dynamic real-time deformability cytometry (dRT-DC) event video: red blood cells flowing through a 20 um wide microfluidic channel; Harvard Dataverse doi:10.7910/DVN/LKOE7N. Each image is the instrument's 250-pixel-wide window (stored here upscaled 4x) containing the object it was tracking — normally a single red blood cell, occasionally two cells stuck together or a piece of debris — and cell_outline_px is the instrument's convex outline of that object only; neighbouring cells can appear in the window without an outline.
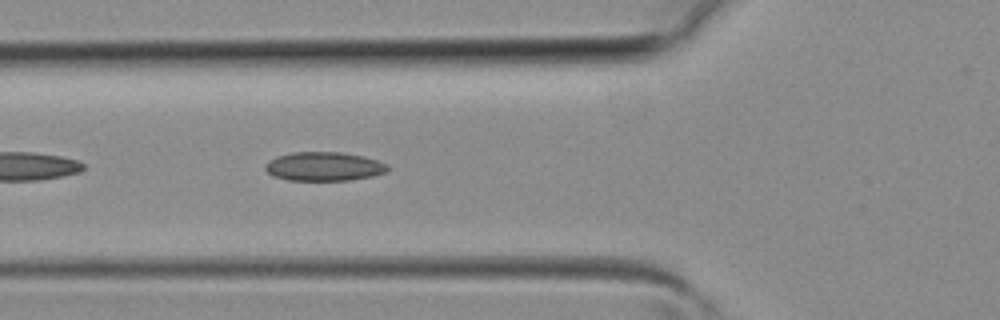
{"species": "common noctule bat (a hibernating species)", "species_latin": "Nyctalus noctula", "temperature_condition": "room temperature", "stored_images_in_passage": 27, "camera_frame_rate_fps": 3000, "um_per_image_px": 0.085, "animal": {"sex": "female", "body_mass_g": 19.3, "forearm_length_mm": 54.1}, "frame": {"image": 1, "passage_image": 4, "time_ms": 1.0, "image_size_px": [1000, 320], "cell_outline_px": [[392, 168], [388, 172], [372, 176], [348, 180], [288, 180], [272, 176], [264, 168], [268, 160], [292, 152], [340, 152], [364, 156], [388, 164]], "centroid_in_image_um": [27.58, 14.15], "position_along_channel_um": 98.2, "area_um2": 20.69}}
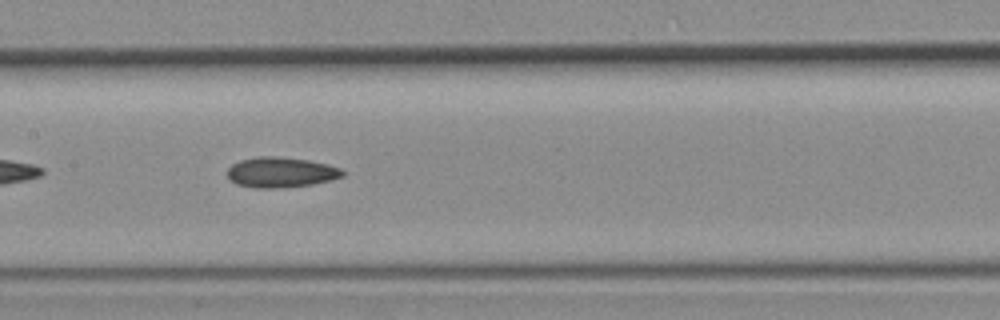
{"frame": {"image": 2, "passage_image": 9, "time_ms": 2.667, "image_size_px": [1000, 320], "cell_outline_px": [[344, 176], [332, 180], [312, 184], [280, 188], [256, 188], [236, 184], [228, 176], [228, 168], [232, 164], [240, 160], [260, 156], [272, 156], [308, 160], [328, 164], [340, 168], [344, 172]], "centroid_in_image_um": [23.89, 14.65], "position_along_channel_um": 183.5, "area_um2": 20.29}}
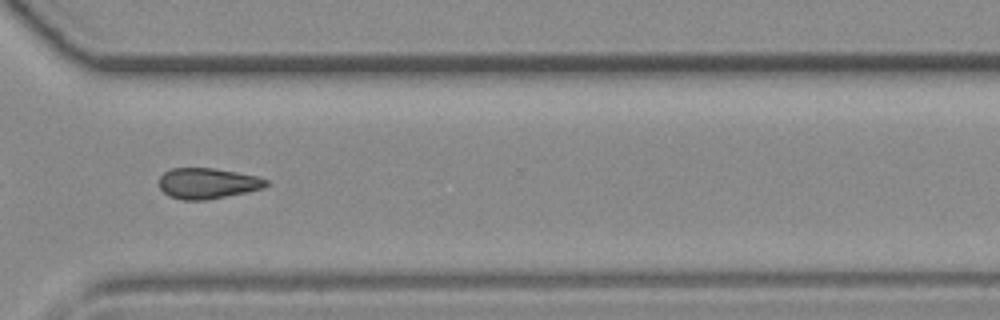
{"frame": {"image": 3, "passage_image": 19, "time_ms": 6.0, "image_size_px": [1000, 320], "cell_outline_px": [[268, 184], [264, 188], [248, 192], [208, 200], [184, 200], [168, 196], [160, 188], [160, 176], [164, 172], [172, 168], [212, 168], [236, 172], [256, 176], [268, 180]], "centroid_in_image_um": [17.65, 15.59], "position_along_channel_um": 353.0, "area_um2": 19.19}}